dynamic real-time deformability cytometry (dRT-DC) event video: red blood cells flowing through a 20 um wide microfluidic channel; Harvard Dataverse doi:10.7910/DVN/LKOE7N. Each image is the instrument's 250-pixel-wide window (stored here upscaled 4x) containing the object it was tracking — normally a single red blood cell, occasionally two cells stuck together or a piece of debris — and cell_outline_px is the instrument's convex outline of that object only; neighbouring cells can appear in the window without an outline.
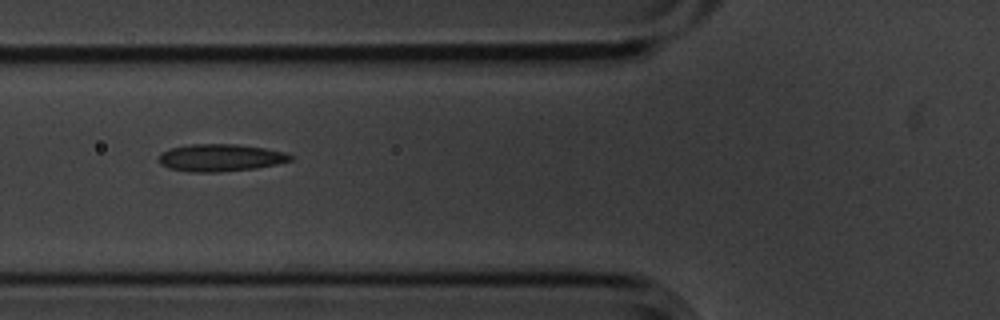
{"species": "common noctule bat (a hibernating species)", "species_latin": "Nyctalus noctula", "temperature_condition": "cold", "stored_images_in_passage": 9, "camera_frame_rate_fps": 3000, "um_per_image_px": 0.085, "animal": {"sex": "male", "body_mass_g": 20.1, "forearm_length_mm": 53.5}, "frame": {"image": 1, "passage_image": 6, "time_ms": 1.667, "image_size_px": [1000, 320], "cell_outline_px": [[292, 160], [276, 164], [256, 168], [220, 172], [188, 172], [168, 168], [160, 164], [156, 160], [160, 152], [172, 148], [192, 144], [236, 144], [264, 148], [284, 152], [292, 156]], "centroid_in_image_um": [18.67, 13.41], "position_along_channel_um": 107.1, "area_um2": 21.04}}
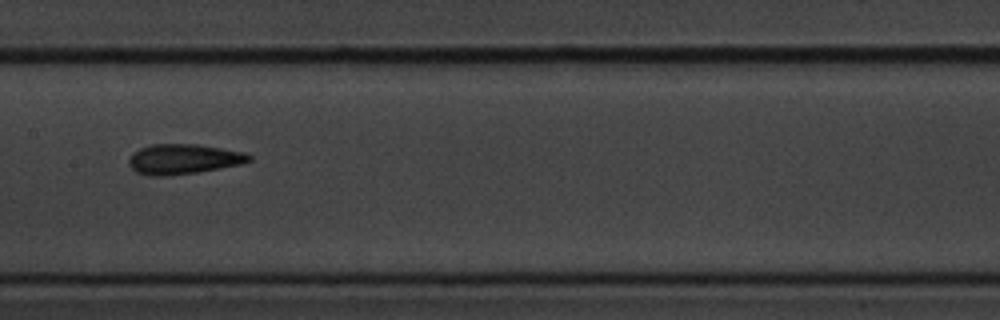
{"frame": {"image": 2, "passage_image": 8, "time_ms": 2.333, "image_size_px": [1000, 320], "cell_outline_px": [[252, 160], [240, 164], [196, 172], [164, 176], [152, 176], [136, 172], [128, 164], [128, 160], [140, 148], [152, 144], [196, 144], [244, 152], [252, 156]], "centroid_in_image_um": [15.59, 13.52], "position_along_channel_um": 191.8, "area_um2": 20.75}}
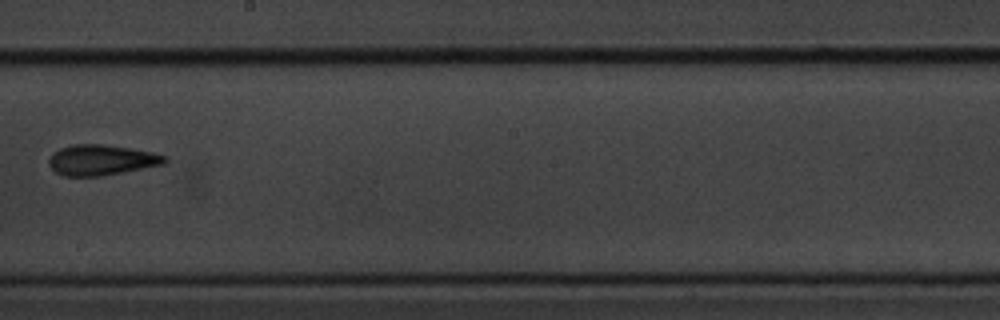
{"frame": {"image": 3, "passage_image": 9, "time_ms": 2.667, "image_size_px": [1000, 320], "cell_outline_px": [[168, 160], [164, 164], [104, 176], [64, 176], [56, 172], [48, 164], [48, 160], [52, 152], [60, 148], [72, 144], [104, 144], [152, 152], [168, 156]], "centroid_in_image_um": [8.61, 13.6], "position_along_channel_um": 239.6, "area_um2": 20.75}}